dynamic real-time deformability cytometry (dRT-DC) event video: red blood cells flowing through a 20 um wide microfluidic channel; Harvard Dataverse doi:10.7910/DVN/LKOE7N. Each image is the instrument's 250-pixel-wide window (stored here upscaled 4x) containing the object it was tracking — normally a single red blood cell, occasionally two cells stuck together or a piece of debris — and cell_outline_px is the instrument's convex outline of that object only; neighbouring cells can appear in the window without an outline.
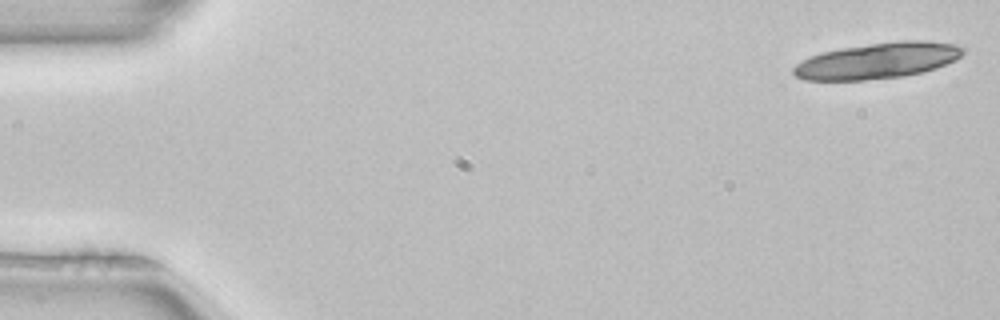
{"species": "common noctule bat (a hibernating species)", "species_latin": "Nyctalus noctula", "temperature_condition": "room temperature", "stored_images_in_passage": 4, "camera_frame_rate_fps": 3000, "um_per_image_px": 0.085, "animal": {"sex": "female", "body_mass_g": 22.7, "forearm_length_mm": 54.2}, "frame": {"image": 1, "passage_image": 1, "time_ms": 0.0, "image_size_px": [1000, 320], "cell_outline_px": [[964, 52], [956, 60], [936, 68], [904, 76], [864, 80], [804, 80], [796, 76], [792, 72], [792, 68], [796, 64], [820, 52], [840, 48], [900, 40], [924, 40], [956, 44], [964, 48]], "centroid_in_image_um": [74.6, 5.15], "position_along_channel_um": 10.4, "area_um2": 35.43}}